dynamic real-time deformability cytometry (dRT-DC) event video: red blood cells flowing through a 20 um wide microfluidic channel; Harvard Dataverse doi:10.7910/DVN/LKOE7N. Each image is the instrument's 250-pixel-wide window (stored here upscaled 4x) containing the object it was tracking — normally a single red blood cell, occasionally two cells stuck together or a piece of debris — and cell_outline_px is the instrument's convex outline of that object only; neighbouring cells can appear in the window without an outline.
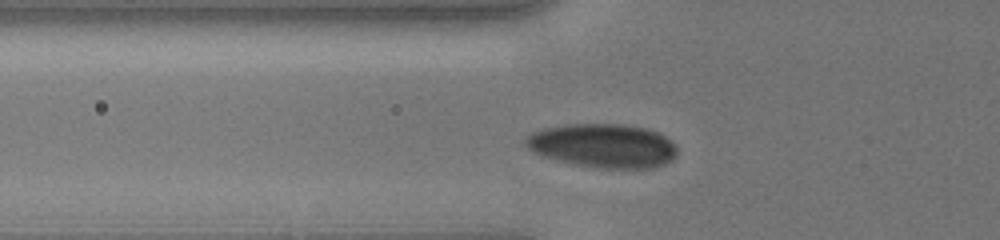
{"species": "human", "species_latin": "Homo sapiens", "temperature_condition": "cold", "stored_images_in_passage": 54, "segment_of_instrument_passage": [1, 2], "camera_frame_rate_fps": 3000, "um_per_image_px": 0.085, "donor": {"sex": "male"}, "frame": {"image": 1, "passage_image": 7, "time_ms": 2.667, "image_size_px": [1000, 240], "cell_outline_px": [[676, 156], [672, 160], [656, 168], [596, 168], [576, 164], [544, 156], [528, 148], [524, 144], [524, 140], [532, 132], [544, 128], [564, 124], [624, 124], [648, 128], [660, 132], [676, 144]], "centroid_in_image_um": [51.31, 12.37], "position_along_channel_um": 74.5, "area_um2": 38.96}}
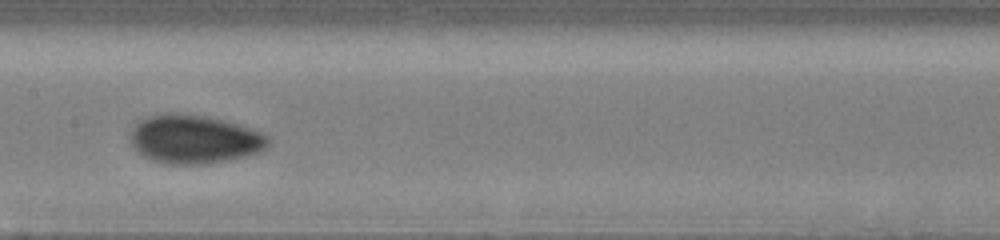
{"frame": {"image": 2, "passage_image": 20, "time_ms": 5.667, "image_size_px": [1000, 240], "cell_outline_px": [[272, 140], [260, 152], [228, 160], [204, 164], [164, 164], [152, 160], [136, 152], [132, 144], [132, 128], [140, 120], [148, 116], [168, 112], [184, 112], [208, 116], [224, 120], [264, 132]], "centroid_in_image_um": [16.53, 11.82], "position_along_channel_um": 190.9, "area_um2": 39.48}}
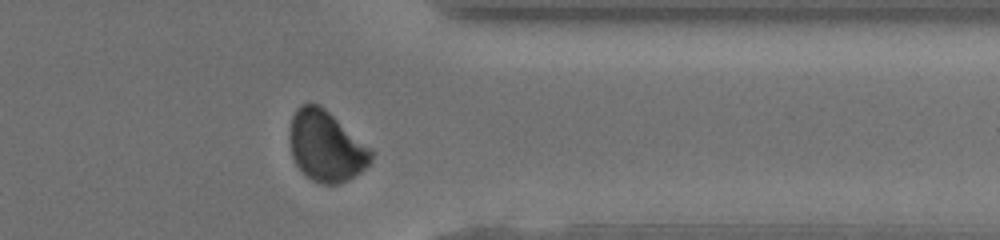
{"frame": {"image": 3, "passage_image": 41, "time_ms": 10.667, "image_size_px": [1000, 240], "cell_outline_px": [[372, 160], [360, 172], [348, 180], [336, 184], [320, 184], [312, 180], [296, 164], [292, 156], [288, 136], [288, 132], [292, 116], [296, 108], [300, 104], [320, 104], [372, 148]], "centroid_in_image_um": [27.7, 12.4], "position_along_channel_um": 383.7, "area_um2": 33.7}}